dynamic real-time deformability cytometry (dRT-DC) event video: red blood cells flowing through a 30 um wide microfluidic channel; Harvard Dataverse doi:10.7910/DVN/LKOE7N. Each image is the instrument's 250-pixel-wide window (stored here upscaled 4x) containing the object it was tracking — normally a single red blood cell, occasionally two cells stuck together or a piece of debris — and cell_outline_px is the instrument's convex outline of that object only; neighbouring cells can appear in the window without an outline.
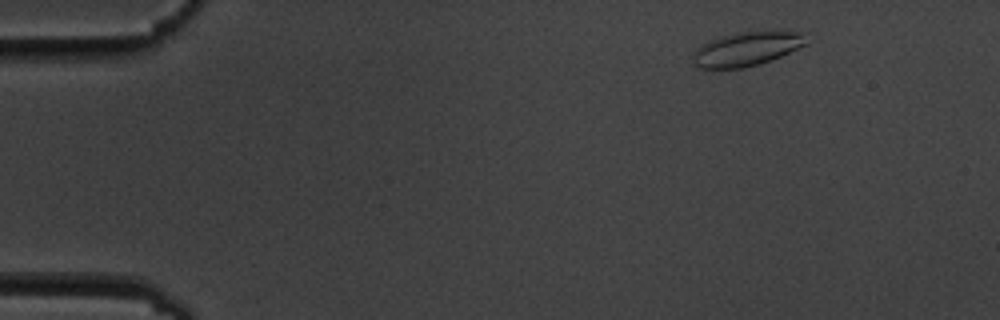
{"species": "common noctule bat (a hibernating species)", "species_latin": "Nyctalus noctula", "temperature_condition": "cold", "stored_images_in_passage": 4, "camera_frame_rate_fps": 3000, "um_per_image_px": 0.085, "animal": {"sex": "male", "body_mass_g": 19.5, "forearm_length_mm": 54.6}, "frame": {"image": 1, "passage_image": 1, "time_ms": 0.0, "image_size_px": [1000, 320], "cell_outline_px": [[808, 44], [772, 60], [760, 64], [744, 68], [696, 68], [692, 64], [692, 56], [696, 48], [712, 40], [736, 32], [804, 32]], "centroid_in_image_um": [63.46, 4.18], "position_along_channel_um": 21.5, "area_um2": 22.37}}
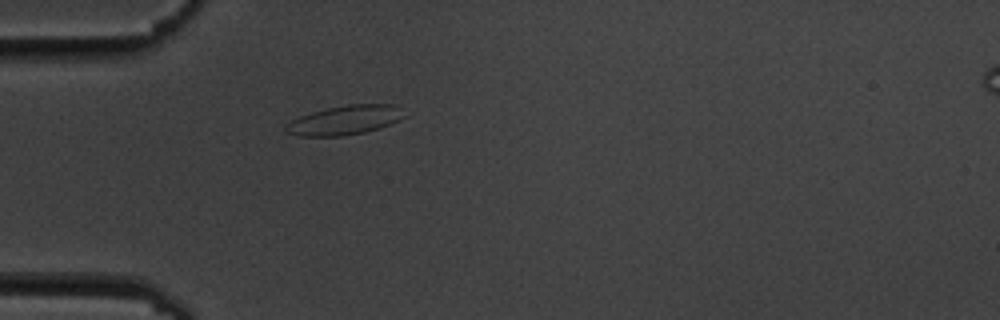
{"frame": {"image": 2, "passage_image": 4, "time_ms": 3.333, "image_size_px": [1000, 320], "cell_outline_px": [[408, 116], [400, 120], [380, 128], [364, 132], [340, 136], [300, 136], [284, 132], [284, 128], [292, 120], [300, 116], [312, 112], [328, 108], [348, 104], [396, 104]], "centroid_in_image_um": [29.36, 10.21], "position_along_channel_um": 55.6, "area_um2": 20.29}}